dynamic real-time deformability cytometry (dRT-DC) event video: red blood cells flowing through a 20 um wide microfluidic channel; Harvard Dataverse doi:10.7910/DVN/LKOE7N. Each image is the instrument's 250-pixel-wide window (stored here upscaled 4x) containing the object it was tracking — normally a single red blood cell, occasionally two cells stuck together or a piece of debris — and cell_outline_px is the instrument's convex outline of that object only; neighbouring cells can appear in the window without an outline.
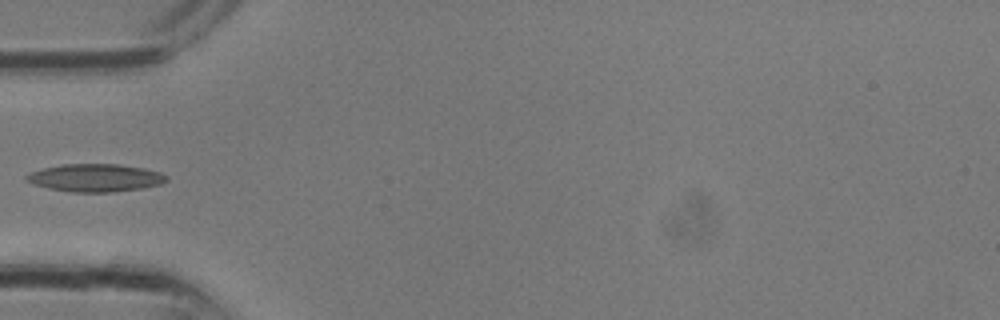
{"species": "common noctule bat (a hibernating species)", "species_latin": "Nyctalus noctula", "temperature_condition": "room temperature", "stored_images_in_passage": 11, "camera_frame_rate_fps": 3000, "um_per_image_px": 0.085, "animal": {"sex": "male", "body_mass_g": 13.3}, "frame": {"image": 1, "passage_image": 10, "time_ms": 3.0, "image_size_px": [1000, 320], "cell_outline_px": [[168, 180], [160, 184], [140, 188], [112, 192], [72, 192], [32, 184], [24, 180], [24, 176], [32, 172], [44, 168], [64, 164], [120, 164], [144, 168], [160, 172], [168, 176]], "centroid_in_image_um": [8.11, 15.11], "position_along_channel_um": 76.9, "area_um2": 22.54}}